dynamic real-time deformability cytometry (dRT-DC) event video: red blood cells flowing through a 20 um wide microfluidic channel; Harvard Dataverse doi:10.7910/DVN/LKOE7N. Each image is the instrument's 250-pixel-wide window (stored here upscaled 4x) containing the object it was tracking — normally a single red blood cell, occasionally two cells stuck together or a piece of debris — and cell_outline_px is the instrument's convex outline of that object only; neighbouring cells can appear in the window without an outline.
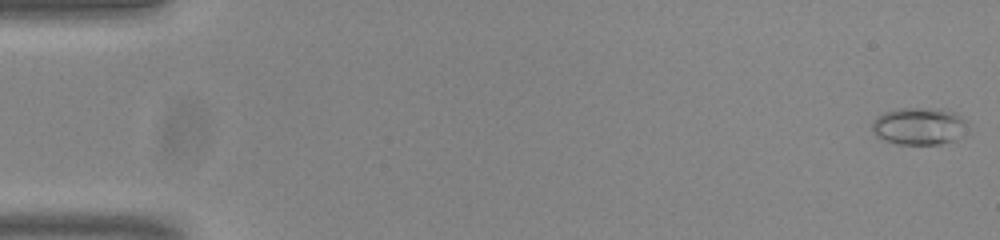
{"species": "common noctule bat (a hibernating species)", "species_latin": "Nyctalus noctula", "temperature_condition": "room temperature", "stored_images_in_passage": 54, "camera_frame_rate_fps": 3000, "um_per_image_px": 0.085, "animal": {"sex": "male", "body_mass_g": 20.0, "forearm_length_mm": 53.3}, "frame": {"image": 1, "passage_image": 1, "time_ms": 0.0, "image_size_px": [1000, 240], "cell_outline_px": [[968, 124], [960, 136], [956, 140], [940, 144], [896, 144], [884, 140], [876, 136], [872, 132], [872, 124], [876, 116], [884, 112], [900, 108], [944, 108], [956, 112], [968, 120]], "centroid_in_image_um": [78.14, 10.7], "position_along_channel_um": 6.9, "area_um2": 21.15}}
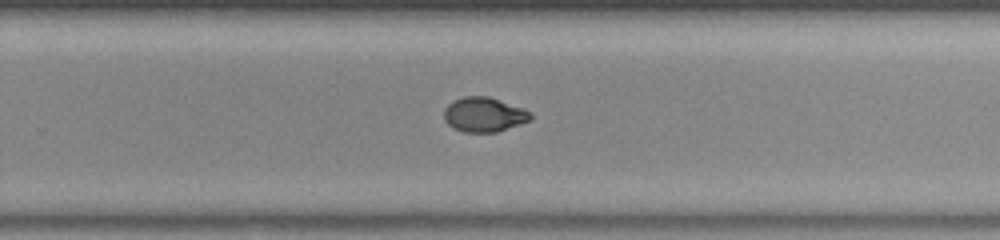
{"frame": {"image": 2, "passage_image": 35, "time_ms": 11.333, "image_size_px": [1000, 240], "cell_outline_px": [[532, 120], [496, 132], [464, 132], [452, 128], [444, 120], [444, 108], [452, 100], [464, 96], [488, 96], [524, 108], [532, 112]], "centroid_in_image_um": [41.14, 9.73], "position_along_channel_um": 288.7, "area_um2": 17.69}}
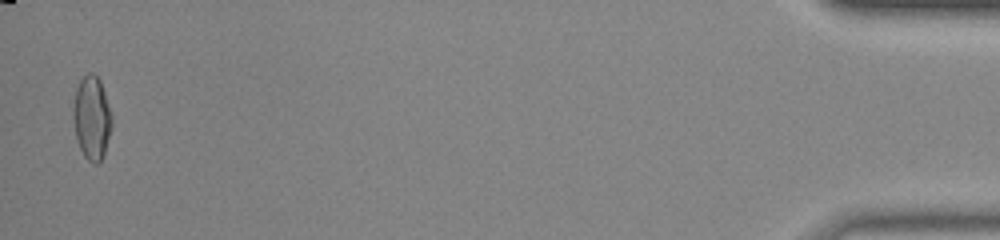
{"frame": {"image": 3, "passage_image": 53, "time_ms": 17.333, "image_size_px": [1000, 240], "cell_outline_px": [[112, 128], [104, 156], [96, 164], [88, 160], [84, 156], [76, 140], [72, 116], [72, 108], [76, 88], [80, 80], [88, 72], [92, 72], [100, 80], [112, 112]], "centroid_in_image_um": [7.8, 10.02], "position_along_channel_um": 427.4, "area_um2": 19.19}, "authors_computed_cell_mechanics": {"area_um2": 17.6868, "velocity_mm_per_s": 3.8343, "shape_relaxation_time_tau1_ms": 5.2049, "shape_relaxation_time_tau2_ms": 1.2487, "deformation_change_tau1": 0.1684, "deformation_change_tau2": 0.0435}}